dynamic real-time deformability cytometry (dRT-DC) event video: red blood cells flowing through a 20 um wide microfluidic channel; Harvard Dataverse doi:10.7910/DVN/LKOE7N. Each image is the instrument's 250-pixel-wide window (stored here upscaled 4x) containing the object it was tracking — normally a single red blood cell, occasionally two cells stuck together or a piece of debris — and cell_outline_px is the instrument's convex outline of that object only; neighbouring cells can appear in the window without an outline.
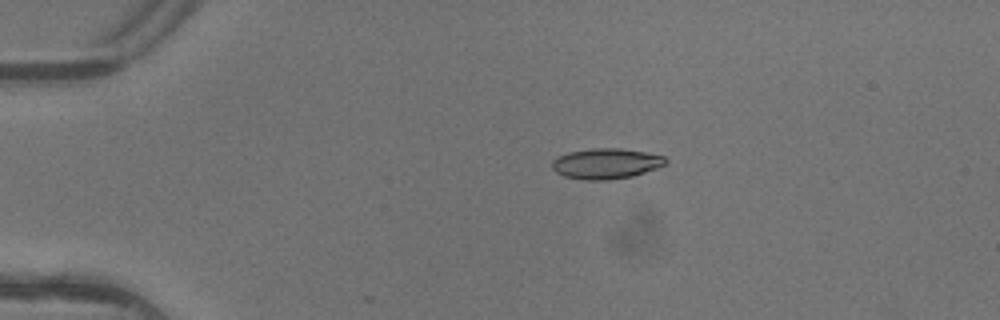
{"species": "common noctule bat (a hibernating species)", "species_latin": "Nyctalus noctula", "temperature_condition": "warm", "stored_images_in_passage": 5, "camera_frame_rate_fps": 3000, "um_per_image_px": 0.085, "animal": {"sex": "female"}, "frame": {"image": 1, "passage_image": 3, "time_ms": 0.667, "image_size_px": [1000, 320], "cell_outline_px": [[668, 160], [664, 164], [656, 168], [632, 176], [608, 180], [588, 180], [564, 176], [556, 172], [552, 168], [552, 160], [568, 152], [592, 148], [620, 148], [644, 152], [664, 156]], "centroid_in_image_um": [51.5, 13.9], "position_along_channel_um": 33.5, "area_um2": 20.0}}
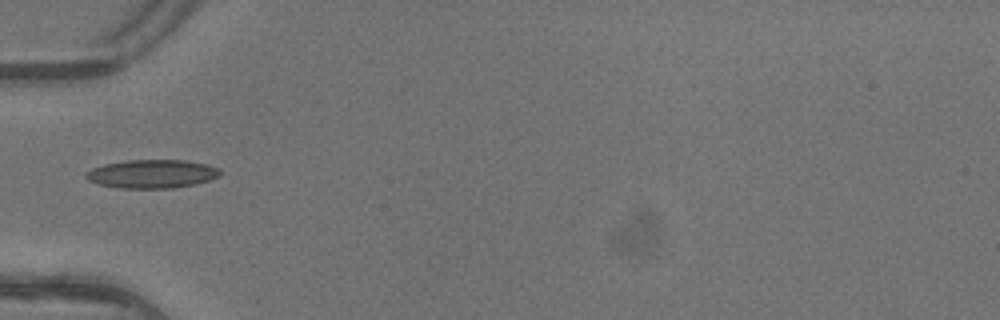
{"frame": {"image": 2, "passage_image": 5, "time_ms": 1.333, "image_size_px": [1000, 320], "cell_outline_px": [[220, 176], [196, 184], [172, 188], [120, 188], [100, 184], [88, 180], [84, 176], [84, 172], [92, 168], [104, 164], [128, 160], [184, 160], [204, 164], [220, 168]], "centroid_in_image_um": [12.9, 14.78], "position_along_channel_um": 72.1, "area_um2": 22.25}}